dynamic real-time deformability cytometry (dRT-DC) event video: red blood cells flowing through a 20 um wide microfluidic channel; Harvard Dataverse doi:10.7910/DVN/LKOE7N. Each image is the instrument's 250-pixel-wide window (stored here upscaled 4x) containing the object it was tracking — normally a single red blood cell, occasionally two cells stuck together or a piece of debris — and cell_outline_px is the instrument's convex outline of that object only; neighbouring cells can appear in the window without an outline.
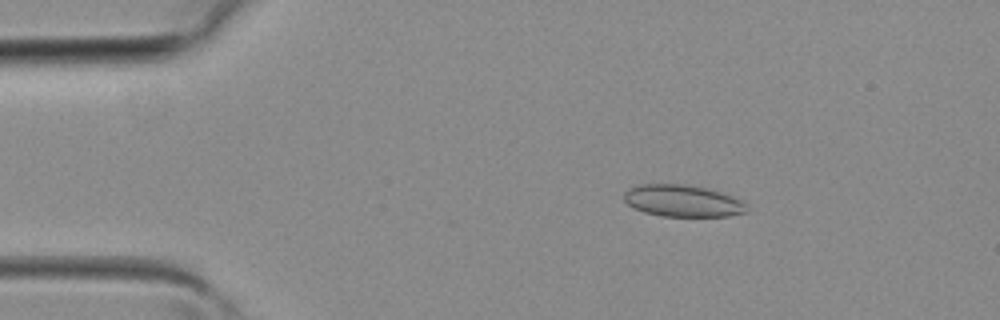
{"species": "common noctule bat (a hibernating species)", "species_latin": "Nyctalus noctula", "temperature_condition": "room temperature", "stored_images_in_passage": 40, "camera_frame_rate_fps": 3000, "um_per_image_px": 0.085, "animal": {"sex": "female", "body_mass_g": 19.3, "forearm_length_mm": 54.1}, "frame": {"image": 1, "passage_image": 7, "time_ms": 2.0, "image_size_px": [1000, 320], "cell_outline_px": [[748, 212], [728, 216], [660, 216], [644, 212], [632, 208], [624, 200], [624, 192], [628, 188], [640, 184], [684, 184], [704, 188], [720, 192], [744, 200]], "centroid_in_image_um": [58.01, 17.07], "position_along_channel_um": 27.0, "area_um2": 22.89}}
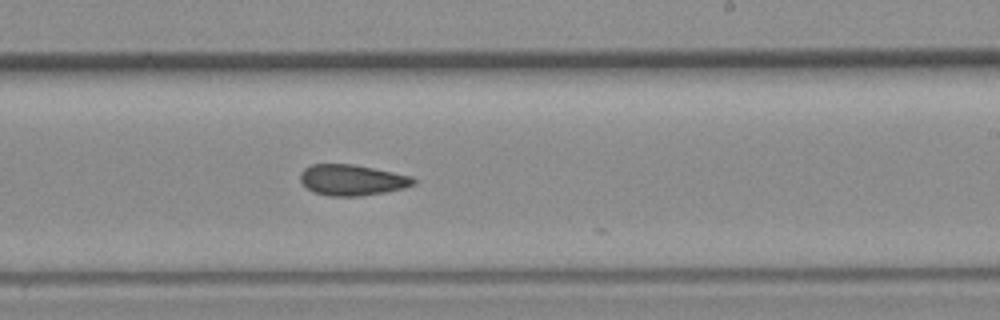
{"frame": {"image": 2, "passage_image": 24, "time_ms": 7.667, "image_size_px": [1000, 320], "cell_outline_px": [[416, 184], [404, 188], [384, 192], [360, 196], [328, 196], [312, 192], [300, 180], [300, 172], [304, 168], [312, 164], [352, 164], [412, 176], [416, 180]], "centroid_in_image_um": [29.91, 15.3], "position_along_channel_um": 259.1, "area_um2": 20.35}}
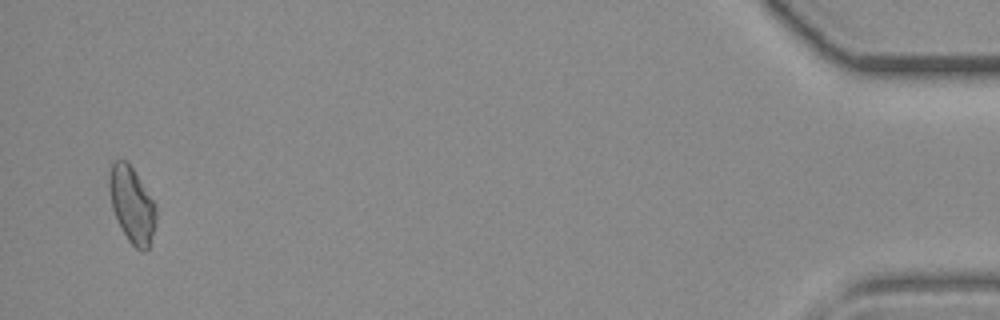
{"frame": {"image": 3, "passage_image": 39, "time_ms": 12.667, "image_size_px": [1000, 320], "cell_outline_px": [[156, 220], [148, 248], [144, 252], [140, 252], [128, 240], [116, 220], [112, 208], [108, 188], [108, 176], [112, 160], [124, 160], [132, 168], [156, 204]], "centroid_in_image_um": [11.19, 17.4], "position_along_channel_um": 424.0, "area_um2": 20.75}}